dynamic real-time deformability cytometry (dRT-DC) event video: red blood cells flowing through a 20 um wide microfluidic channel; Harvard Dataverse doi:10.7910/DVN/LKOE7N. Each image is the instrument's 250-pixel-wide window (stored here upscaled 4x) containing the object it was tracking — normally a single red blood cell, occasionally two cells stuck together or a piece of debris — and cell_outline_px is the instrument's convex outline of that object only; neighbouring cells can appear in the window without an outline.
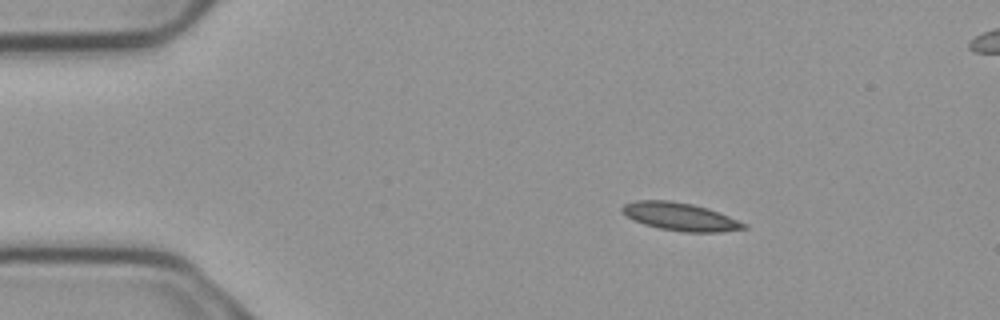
{"species": "common noctule bat (a hibernating species)", "species_latin": "Nyctalus noctula", "temperature_condition": "cold", "stored_images_in_passage": 4, "segment_of_instrument_passage": [1, 2], "camera_frame_rate_fps": 3000, "um_per_image_px": 0.085, "animal": {"sex": "male", "body_mass_g": 23.1, "forearm_length_mm": 52.7}, "frame": {"image": 1, "passage_image": 1, "time_ms": 0.0, "image_size_px": [1000, 320], "cell_outline_px": [[748, 228], [720, 232], [684, 232], [660, 228], [644, 224], [632, 220], [620, 208], [624, 204], [636, 200], [668, 200], [692, 204], [708, 208], [748, 224]], "centroid_in_image_um": [57.83, 18.42], "position_along_channel_um": 27.2, "area_um2": 19.71}}